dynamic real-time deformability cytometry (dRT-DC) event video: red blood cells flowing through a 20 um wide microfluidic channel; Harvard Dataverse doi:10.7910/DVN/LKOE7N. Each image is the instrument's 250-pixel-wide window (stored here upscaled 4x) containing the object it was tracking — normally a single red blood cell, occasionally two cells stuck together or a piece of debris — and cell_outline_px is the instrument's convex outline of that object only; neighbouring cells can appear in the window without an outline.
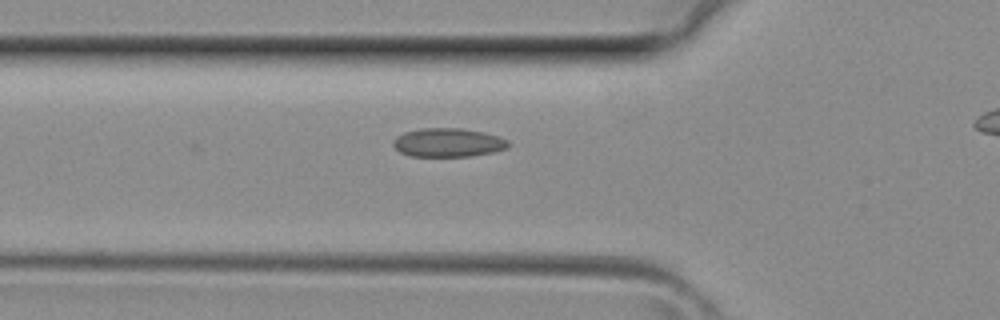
{"species": "common noctule bat (a hibernating species)", "species_latin": "Nyctalus noctula", "temperature_condition": "room temperature", "stored_images_in_passage": 26, "camera_frame_rate_fps": 3000, "um_per_image_px": 0.085, "animal": {"sex": "female", "body_mass_g": 29.2, "forearm_length_mm": 56.3}, "frame": {"image": 1, "passage_image": 7, "time_ms": 2.0, "image_size_px": [1000, 320], "cell_outline_px": [[508, 148], [492, 152], [468, 156], [412, 156], [400, 152], [392, 144], [392, 140], [396, 136], [404, 132], [420, 128], [460, 128], [484, 132], [500, 136], [508, 140]], "centroid_in_image_um": [38.07, 12.1], "position_along_channel_um": 87.7, "area_um2": 19.31}}
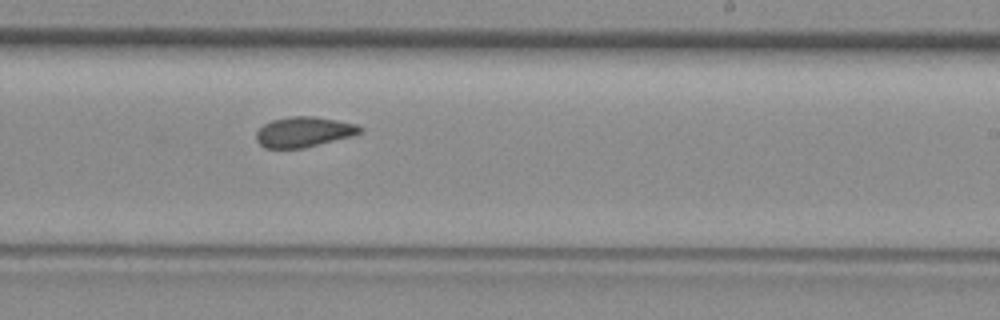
{"frame": {"image": 2, "passage_image": 17, "time_ms": 5.333, "image_size_px": [1000, 320], "cell_outline_px": [[364, 132], [352, 136], [304, 148], [264, 148], [256, 140], [256, 132], [264, 124], [272, 120], [292, 116], [316, 116], [356, 124], [364, 128]], "centroid_in_image_um": [25.85, 11.21], "position_along_channel_um": 263.2, "area_um2": 18.38}}
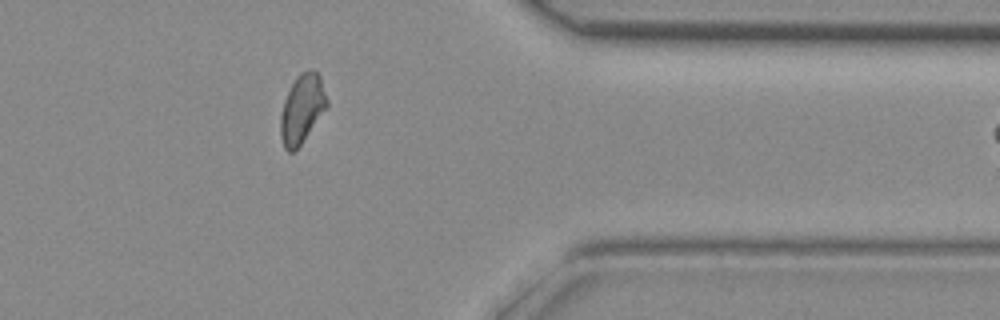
{"frame": {"image": 3, "passage_image": 25, "time_ms": 8.0, "image_size_px": [1000, 320], "cell_outline_px": [[328, 104], [300, 144], [292, 152], [288, 152], [284, 148], [280, 136], [280, 116], [284, 100], [296, 76], [300, 72], [308, 68], [312, 68], [320, 76], [328, 100]], "centroid_in_image_um": [25.65, 9.2], "position_along_channel_um": 385.7, "area_um2": 18.32}}